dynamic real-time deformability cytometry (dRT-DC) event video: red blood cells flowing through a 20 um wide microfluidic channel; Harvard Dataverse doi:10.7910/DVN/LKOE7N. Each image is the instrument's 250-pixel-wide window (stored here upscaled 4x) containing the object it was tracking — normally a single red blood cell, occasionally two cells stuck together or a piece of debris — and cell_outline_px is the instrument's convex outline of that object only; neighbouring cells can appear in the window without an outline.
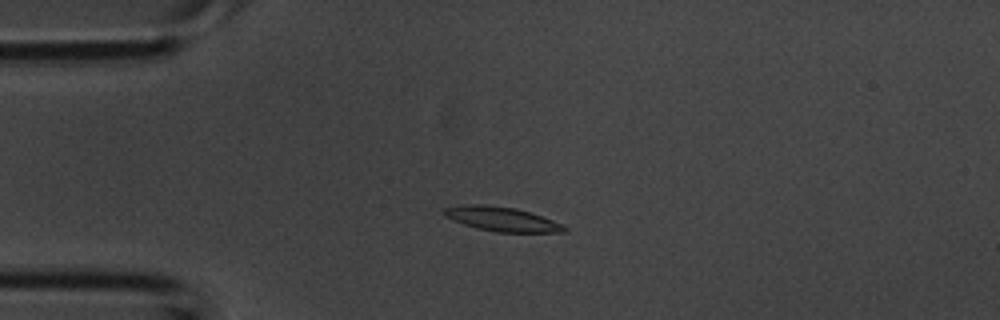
{"species": "common noctule bat (a hibernating species)", "species_latin": "Nyctalus noctula", "temperature_condition": "room temperature", "stored_images_in_passage": 2, "camera_frame_rate_fps": 3000, "um_per_image_px": 0.085, "animal": {"sex": "male", "body_mass_g": 20.1, "forearm_length_mm": 53.5}, "frame": {"image": 1, "passage_image": 2, "time_ms": 0.333, "image_size_px": [1000, 320], "cell_outline_px": [[568, 232], [496, 232], [464, 224], [444, 216], [440, 212], [444, 208], [468, 204], [488, 204], [516, 208], [564, 224], [568, 228]], "centroid_in_image_um": [42.66, 18.61], "position_along_channel_um": 42.3, "area_um2": 16.99}}